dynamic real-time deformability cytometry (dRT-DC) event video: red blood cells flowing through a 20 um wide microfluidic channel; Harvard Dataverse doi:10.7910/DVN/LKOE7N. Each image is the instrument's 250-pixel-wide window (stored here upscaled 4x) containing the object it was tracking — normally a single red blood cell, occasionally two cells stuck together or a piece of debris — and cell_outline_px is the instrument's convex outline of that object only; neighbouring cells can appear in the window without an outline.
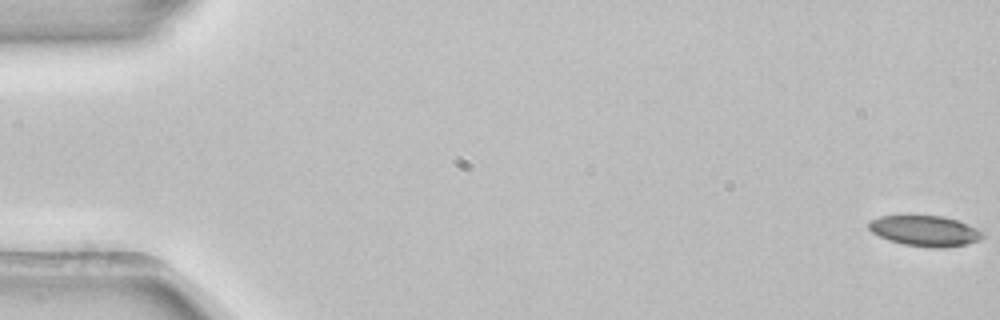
{"species": "common noctule bat (a hibernating species)", "species_latin": "Nyctalus noctula", "temperature_condition": "room temperature", "stored_images_in_passage": 4, "camera_frame_rate_fps": 3000, "um_per_image_px": 0.085, "animal": {"sex": "female", "body_mass_g": 22.7, "forearm_length_mm": 54.2}, "frame": {"image": 1, "passage_image": 1, "time_ms": 0.0, "image_size_px": [1000, 320], "cell_outline_px": [[984, 236], [980, 240], [968, 244], [944, 248], [932, 248], [904, 244], [888, 240], [872, 232], [868, 228], [868, 220], [880, 216], [904, 212], [908, 212], [944, 216], [956, 220], [976, 228], [984, 232]], "centroid_in_image_um": [78.57, 19.57], "position_along_channel_um": 6.4, "area_um2": 21.33}}
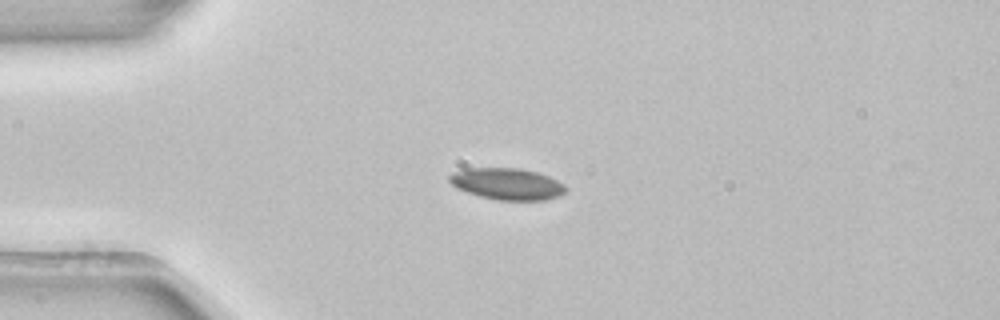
{"frame": {"image": 2, "passage_image": 4, "time_ms": 1.0, "image_size_px": [1000, 320], "cell_outline_px": [[568, 188], [560, 196], [544, 200], [496, 200], [480, 196], [456, 188], [448, 180], [448, 176], [452, 172], [468, 168], [520, 168], [536, 172], [548, 176], [564, 184]], "centroid_in_image_um": [43.1, 15.63], "position_along_channel_um": 41.9, "area_um2": 21.44}}